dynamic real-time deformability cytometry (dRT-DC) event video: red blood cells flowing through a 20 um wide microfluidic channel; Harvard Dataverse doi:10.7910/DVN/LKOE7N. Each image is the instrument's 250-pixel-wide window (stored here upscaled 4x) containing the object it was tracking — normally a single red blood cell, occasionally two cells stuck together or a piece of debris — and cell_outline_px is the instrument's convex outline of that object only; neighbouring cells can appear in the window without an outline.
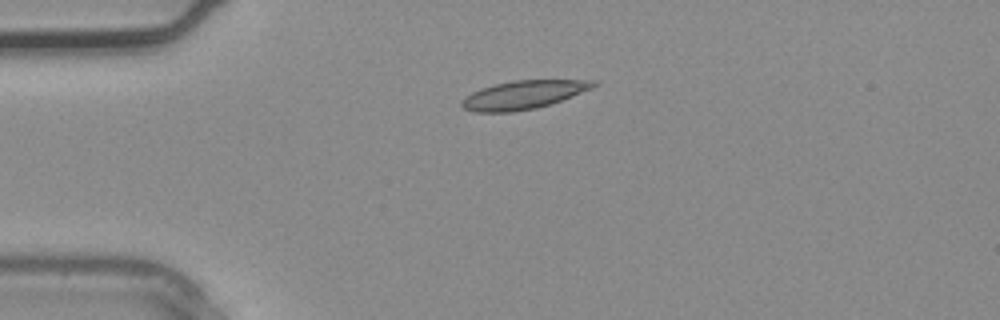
{"species": "common noctule bat (a hibernating species)", "species_latin": "Nyctalus noctula", "temperature_condition": "warm", "stored_images_in_passage": 2, "camera_frame_rate_fps": 3000, "um_per_image_px": 0.085, "animal": {"sex": "male", "body_mass_g": 20.4}, "frame": {"image": 1, "passage_image": 1, "time_ms": 0.0, "image_size_px": [1000, 320], "cell_outline_px": [[596, 84], [592, 88], [572, 96], [536, 108], [512, 112], [472, 112], [464, 108], [460, 104], [460, 100], [464, 96], [480, 88], [512, 80], [596, 80]], "centroid_in_image_um": [44.42, 8.06], "position_along_channel_um": 40.6, "area_um2": 21.73}}
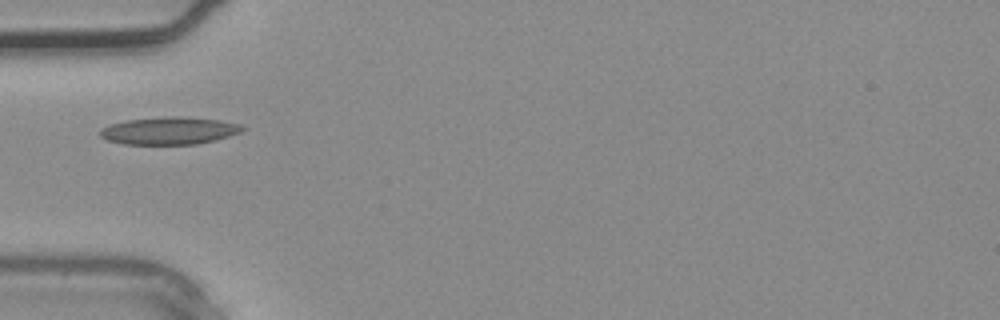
{"frame": {"image": 2, "passage_image": 2, "time_ms": 0.333, "image_size_px": [1000, 320], "cell_outline_px": [[244, 128], [240, 132], [216, 140], [196, 144], [124, 144], [108, 140], [100, 136], [100, 128], [108, 124], [128, 120], [168, 116], [180, 116], [220, 120], [240, 124]], "centroid_in_image_um": [14.36, 11.1], "position_along_channel_um": 70.6, "area_um2": 22.72}}